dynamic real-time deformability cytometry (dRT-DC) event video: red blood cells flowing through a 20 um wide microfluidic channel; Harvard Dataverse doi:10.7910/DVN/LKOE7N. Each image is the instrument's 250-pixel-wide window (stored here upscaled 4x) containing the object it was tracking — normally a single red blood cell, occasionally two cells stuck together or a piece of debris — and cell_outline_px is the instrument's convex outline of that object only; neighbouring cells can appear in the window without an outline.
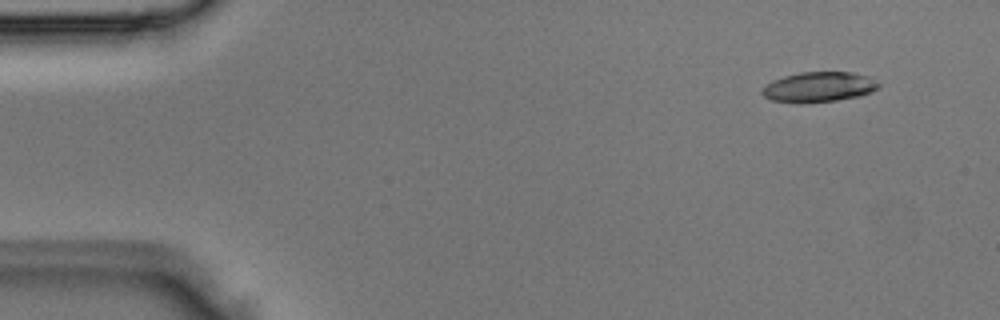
{"species": "Egyptian fruit bat (a non-hibernating species)", "species_latin": "Rousettus aegyptiacus", "temperature_condition": "room temperature", "stored_images_in_passage": 4, "camera_frame_rate_fps": 3000, "um_per_image_px": 0.085, "animal": {"sex": "male"}, "frame": {"image": 1, "passage_image": 1, "time_ms": 0.0, "image_size_px": [1000, 320], "cell_outline_px": [[880, 88], [872, 92], [860, 96], [836, 100], [804, 104], [772, 100], [764, 96], [760, 92], [772, 80], [784, 76], [800, 72], [852, 72], [868, 76], [880, 84]], "centroid_in_image_um": [69.62, 7.4], "position_along_channel_um": 15.4, "area_um2": 20.58}}